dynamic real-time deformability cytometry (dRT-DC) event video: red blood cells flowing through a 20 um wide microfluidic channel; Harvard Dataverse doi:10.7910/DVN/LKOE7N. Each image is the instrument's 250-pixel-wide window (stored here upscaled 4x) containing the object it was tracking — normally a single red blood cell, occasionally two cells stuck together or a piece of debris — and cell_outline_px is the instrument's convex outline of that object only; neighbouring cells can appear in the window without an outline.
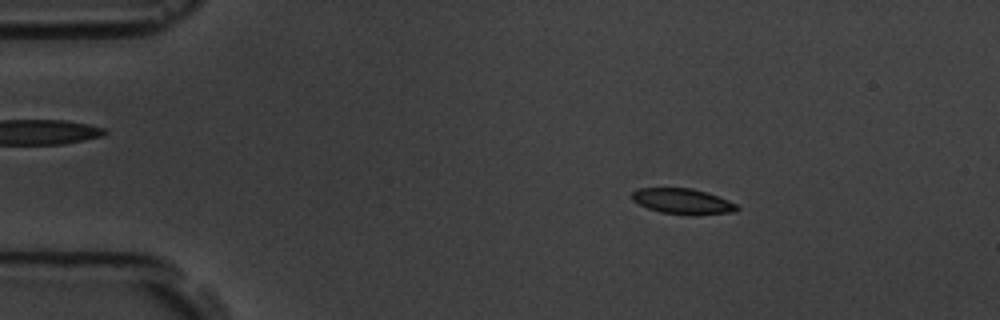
{"species": "common noctule bat (a hibernating species)", "species_latin": "Nyctalus noctula", "temperature_condition": "room temperature", "stored_images_in_passage": 56, "camera_frame_rate_fps": 3000, "um_per_image_px": 0.085, "animal": {"sex": "male", "body_mass_g": 19.5, "forearm_length_mm": 54.6}, "frame": {"image": 1, "passage_image": 9, "time_ms": 2.667, "image_size_px": [1000, 320], "cell_outline_px": [[736, 208], [720, 212], [668, 212], [652, 208], [636, 200], [632, 196], [636, 192], [648, 188], [684, 188], [700, 192], [724, 200], [732, 204]], "centroid_in_image_um": [57.91, 17.05], "position_along_channel_um": 27.1, "area_um2": 12.95}}
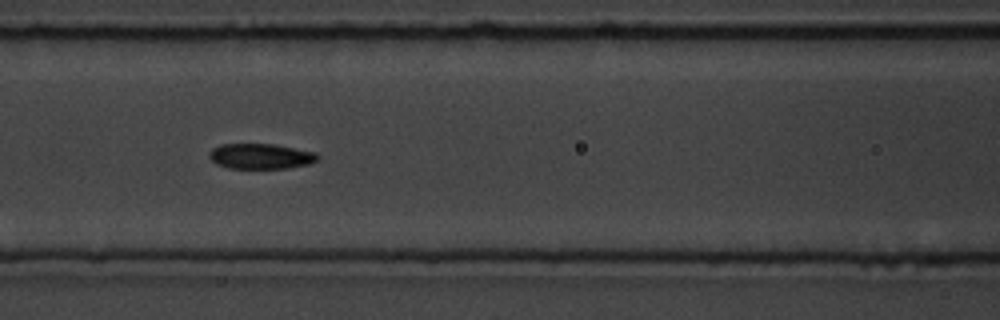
{"frame": {"image": 2, "passage_image": 24, "time_ms": 7.667, "image_size_px": [1000, 320], "cell_outline_px": [[316, 156], [312, 160], [300, 164], [276, 168], [240, 168], [224, 164], [216, 160], [212, 156], [212, 152], [216, 148], [228, 144], [264, 144], [288, 148], [304, 152]], "centroid_in_image_um": [22.06, 13.27], "position_along_channel_um": 144.5, "area_um2": 13.76}}
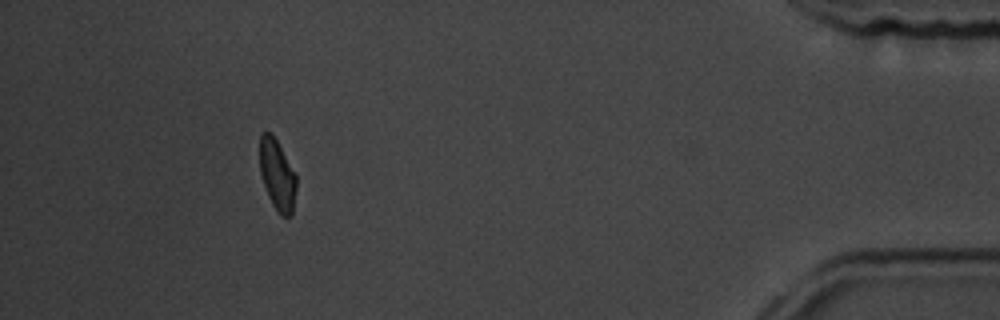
{"frame": {"image": 3, "passage_image": 51, "time_ms": 16.667, "image_size_px": [1000, 320], "cell_outline_px": [[296, 184], [292, 212], [288, 216], [284, 216], [276, 208], [268, 192], [260, 168], [260, 136], [264, 132], [268, 132], [276, 140], [296, 176]], "centroid_in_image_um": [23.57, 14.82], "position_along_channel_um": 411.6, "area_um2": 13.99}, "authors_computed_cell_mechanics": {"area_um2": 13.4674, "velocity_mm_per_s": 3.6421, "shape_relaxation_time_tau1_ms": 3.9224, "shape_relaxation_time_tau2_ms": 5.3719, "deformation_change_tau1": 0.125, "deformation_change_tau2": 0.0823}}